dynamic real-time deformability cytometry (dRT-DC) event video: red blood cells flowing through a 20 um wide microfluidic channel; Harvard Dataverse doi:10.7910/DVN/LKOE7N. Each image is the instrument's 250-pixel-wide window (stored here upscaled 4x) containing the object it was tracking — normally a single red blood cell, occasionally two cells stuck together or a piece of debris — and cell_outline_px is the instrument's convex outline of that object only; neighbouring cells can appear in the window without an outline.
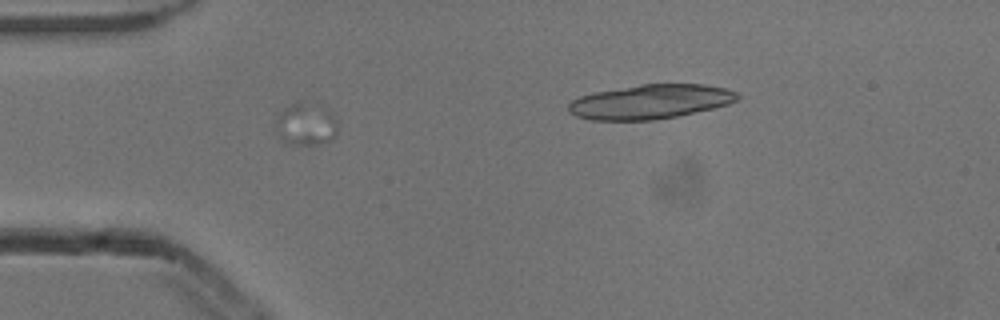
{"species": "common noctule bat (a hibernating species)", "species_latin": "Nyctalus noctula", "temperature_condition": "cold", "stored_images_in_passage": 23, "segment_of_instrument_passage": [1, 2], "camera_frame_rate_fps": 3000, "um_per_image_px": 0.085, "animal": {"sex": "male", "body_mass_g": 13.3}, "frame": {"image": 1, "passage_image": 11, "time_ms": 3.333, "image_size_px": [1000, 320], "cell_outline_px": [[336, 136], [332, 140], [316, 144], [284, 144], [280, 140], [276, 132], [324, 108], [328, 108], [336, 116]], "centroid_in_image_um": [26.42, 10.99], "position_along_channel_um": 58.6, "area_um2": 10.52}}
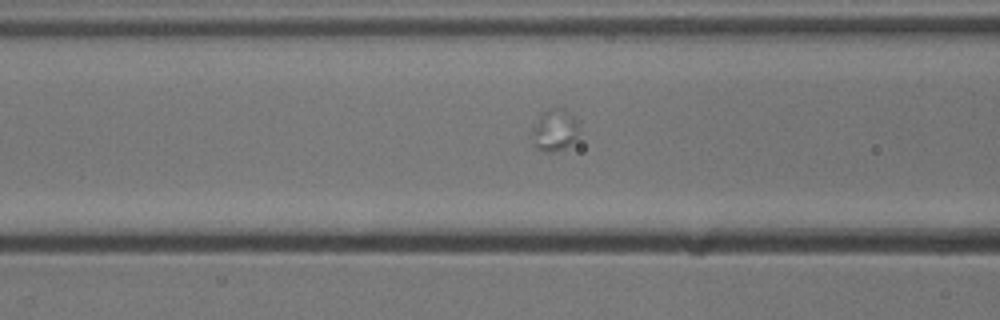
{"frame": {"image": 2, "passage_image": 17, "time_ms": 5.333, "image_size_px": [1000, 320], "cell_outline_px": [[580, 132], [564, 148], [552, 152], [544, 152], [536, 148], [532, 144], [532, 128], [540, 112], [548, 108], [564, 108], [576, 120]], "centroid_in_image_um": [47.09, 11.04], "position_along_channel_um": 119.5, "area_um2": 11.56}}
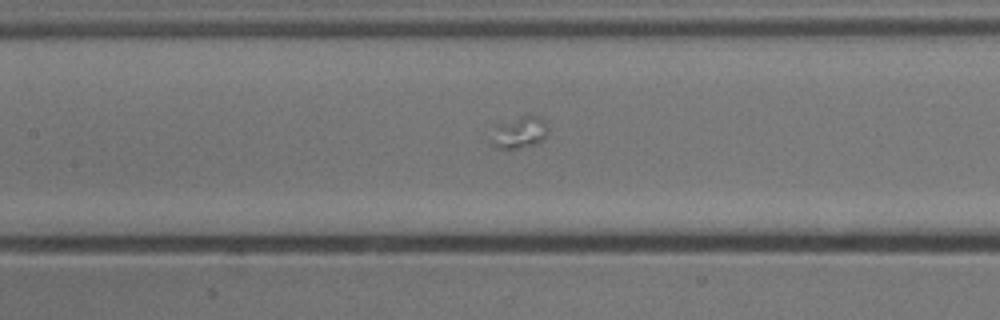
{"frame": {"image": 3, "passage_image": 21, "time_ms": 6.667, "image_size_px": [1000, 320], "cell_outline_px": [[548, 128], [544, 136], [540, 140], [532, 144], [520, 148], [496, 148], [492, 144], [496, 124], [520, 116], [540, 116], [544, 120]], "centroid_in_image_um": [44.14, 11.23], "position_along_channel_um": 163.3, "area_um2": 10.12}}